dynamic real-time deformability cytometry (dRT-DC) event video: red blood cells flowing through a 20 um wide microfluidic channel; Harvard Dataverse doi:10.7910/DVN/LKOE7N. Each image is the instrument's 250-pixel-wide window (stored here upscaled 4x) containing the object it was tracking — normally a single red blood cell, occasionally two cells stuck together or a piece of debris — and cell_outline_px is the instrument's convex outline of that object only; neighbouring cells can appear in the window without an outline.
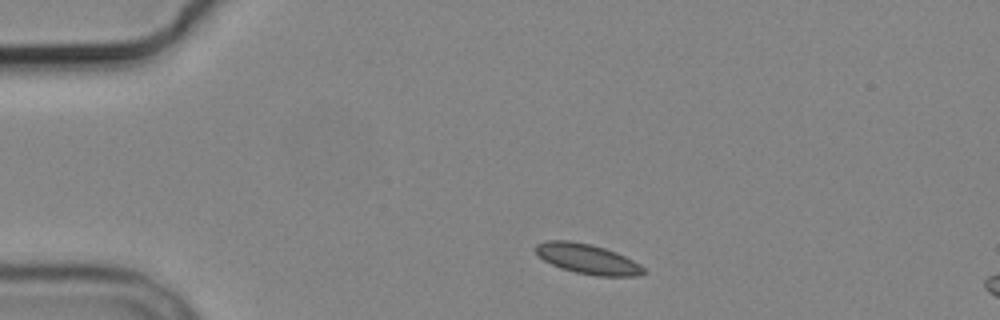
{"species": "common noctule bat (a hibernating species)", "species_latin": "Nyctalus noctula", "temperature_condition": "cold", "stored_images_in_passage": 3, "camera_frame_rate_fps": 3000, "um_per_image_px": 0.085, "animal": {"sex": "male", "body_mass_g": 19.2, "forearm_length_mm": 51.8}, "frame": {"image": 1, "passage_image": 1, "time_ms": 0.0, "image_size_px": [1000, 320], "cell_outline_px": [[648, 272], [640, 276], [596, 276], [576, 272], [560, 268], [544, 260], [536, 252], [536, 244], [548, 240], [568, 240], [592, 244], [616, 252], [640, 264]], "centroid_in_image_um": [49.97, 22.01], "position_along_channel_um": 35.0, "area_um2": 18.84}}